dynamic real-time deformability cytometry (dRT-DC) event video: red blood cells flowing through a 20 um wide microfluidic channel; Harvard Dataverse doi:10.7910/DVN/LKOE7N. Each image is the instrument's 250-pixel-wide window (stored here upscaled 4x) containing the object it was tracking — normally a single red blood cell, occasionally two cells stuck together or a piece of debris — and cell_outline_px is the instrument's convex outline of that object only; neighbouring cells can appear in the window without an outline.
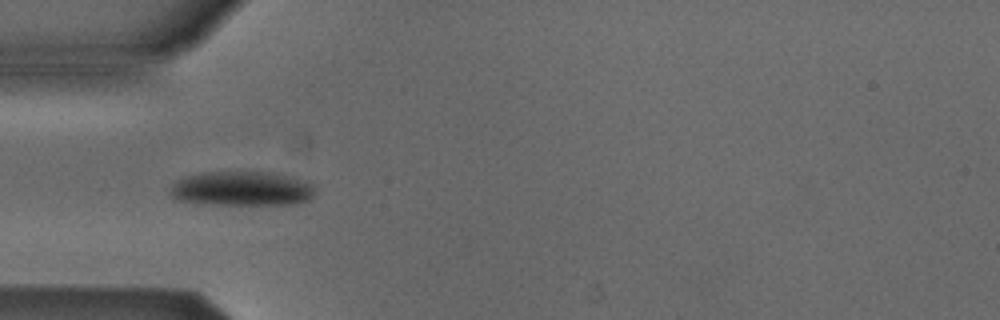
{"species": "Egyptian fruit bat (a non-hibernating species)", "species_latin": "Rousettus aegyptiacus", "temperature_condition": "cold", "stored_images_in_passage": 3, "camera_frame_rate_fps": 3000, "um_per_image_px": 0.085, "animal": {"sex": "male"}, "frame": {"image": 1, "passage_image": 1, "time_ms": 0.0, "image_size_px": [1000, 320], "cell_outline_px": [[316, 188], [312, 196], [308, 200], [296, 204], [200, 204], [176, 200], [168, 192], [172, 184], [176, 180], [184, 176], [204, 172], [272, 172], [292, 176], [312, 184]], "centroid_in_image_um": [20.52, 16.03], "position_along_channel_um": 64.5, "area_um2": 29.48}}
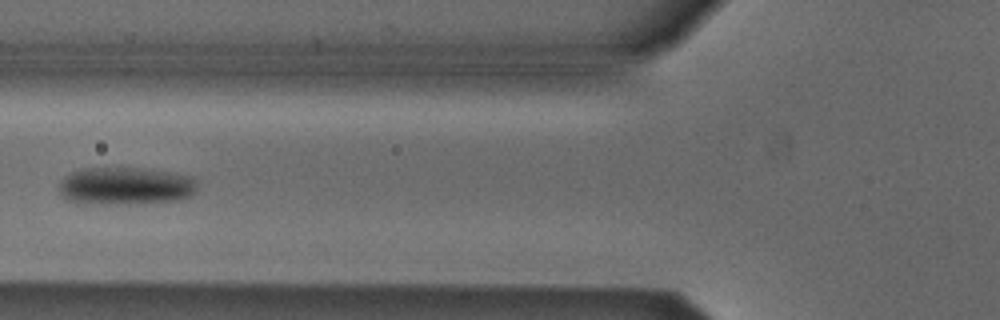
{"frame": {"image": 2, "passage_image": 2, "time_ms": 0.333, "image_size_px": [1000, 320], "cell_outline_px": [[196, 192], [180, 200], [88, 204], [84, 204], [68, 200], [60, 192], [60, 184], [72, 172], [88, 168], [152, 168], [192, 176], [196, 180]], "centroid_in_image_um": [10.73, 15.78], "position_along_channel_um": 115.1, "area_um2": 29.88}}
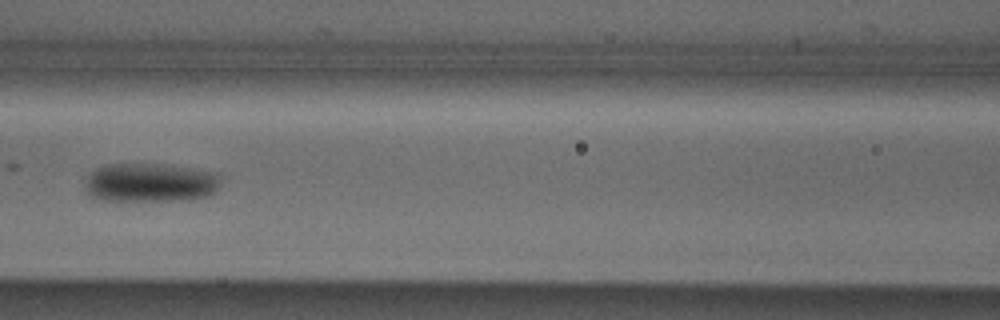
{"frame": {"image": 3, "passage_image": 3, "time_ms": 0.667, "image_size_px": [1000, 320], "cell_outline_px": [[224, 176], [216, 192], [208, 196], [188, 200], [96, 200], [88, 196], [84, 188], [84, 180], [96, 168], [108, 164], [164, 164], [216, 172]], "centroid_in_image_um": [12.79, 15.53], "position_along_channel_um": 153.8, "area_um2": 31.39}}